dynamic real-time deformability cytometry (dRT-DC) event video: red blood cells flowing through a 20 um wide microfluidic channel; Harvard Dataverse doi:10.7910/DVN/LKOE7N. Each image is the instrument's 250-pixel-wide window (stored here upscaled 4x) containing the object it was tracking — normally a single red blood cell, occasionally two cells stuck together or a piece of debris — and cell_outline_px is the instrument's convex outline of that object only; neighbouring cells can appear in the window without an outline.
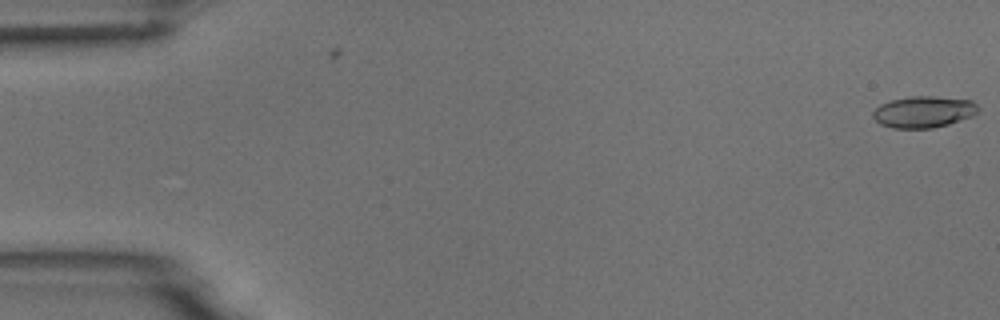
{"species": "common noctule bat (a hibernating species)", "species_latin": "Nyctalus noctula", "temperature_condition": "room temperature", "stored_images_in_passage": 11, "camera_frame_rate_fps": 3000, "um_per_image_px": 0.085, "animal": {"sex": "male", "body_mass_g": 18.8}, "frame": {"image": 1, "passage_image": 1, "time_ms": 0.0, "image_size_px": [1000, 320], "cell_outline_px": [[980, 112], [972, 116], [948, 124], [932, 128], [892, 128], [880, 124], [872, 116], [872, 112], [880, 104], [888, 100], [912, 96], [932, 96], [972, 100], [980, 108]], "centroid_in_image_um": [78.51, 9.5], "position_along_channel_um": 6.5, "area_um2": 19.48}}
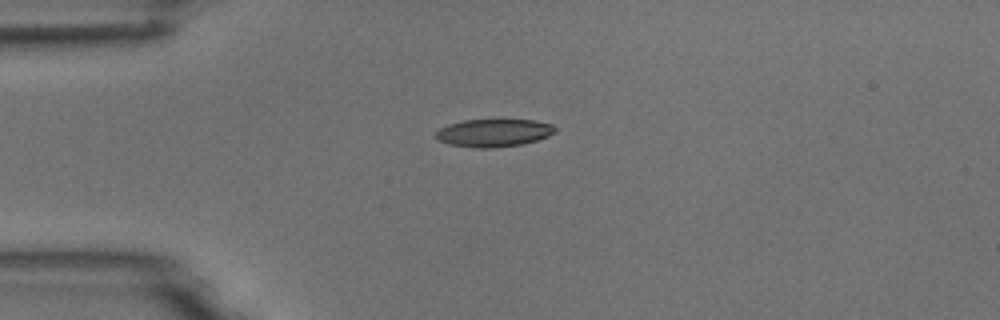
{"frame": {"image": 2, "passage_image": 4, "time_ms": 4.333, "image_size_px": [1000, 320], "cell_outline_px": [[556, 132], [548, 136], [524, 144], [492, 148], [476, 148], [448, 144], [440, 140], [436, 136], [436, 132], [440, 128], [448, 124], [464, 120], [536, 120], [552, 124], [556, 128]], "centroid_in_image_um": [41.99, 11.29], "position_along_channel_um": 43.0, "area_um2": 19.31}}